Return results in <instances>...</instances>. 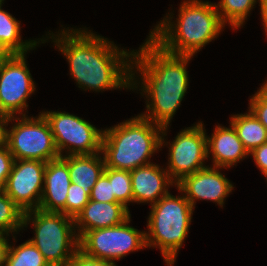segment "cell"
<instances>
[{
  "label": "cell",
  "instance_id": "6da1fadb",
  "mask_svg": "<svg viewBox=\"0 0 267 266\" xmlns=\"http://www.w3.org/2000/svg\"><path fill=\"white\" fill-rule=\"evenodd\" d=\"M62 28L57 34L48 31L45 37L42 36L43 43L51 39L54 47L64 55L69 64V74L78 88L95 92L113 89L131 91L134 49H121L113 41L88 31L86 27L66 28L62 25Z\"/></svg>",
  "mask_w": 267,
  "mask_h": 266
},
{
  "label": "cell",
  "instance_id": "7a4b0ae2",
  "mask_svg": "<svg viewBox=\"0 0 267 266\" xmlns=\"http://www.w3.org/2000/svg\"><path fill=\"white\" fill-rule=\"evenodd\" d=\"M193 57L169 54L149 37L134 50L131 90L146 97V111L139 115L162 128L171 126L189 87L187 66Z\"/></svg>",
  "mask_w": 267,
  "mask_h": 266
},
{
  "label": "cell",
  "instance_id": "3957f363",
  "mask_svg": "<svg viewBox=\"0 0 267 266\" xmlns=\"http://www.w3.org/2000/svg\"><path fill=\"white\" fill-rule=\"evenodd\" d=\"M173 15L172 11L167 13L148 36L169 54L195 56L225 28L211 1L184 0L179 5L176 20Z\"/></svg>",
  "mask_w": 267,
  "mask_h": 266
},
{
  "label": "cell",
  "instance_id": "277c9868",
  "mask_svg": "<svg viewBox=\"0 0 267 266\" xmlns=\"http://www.w3.org/2000/svg\"><path fill=\"white\" fill-rule=\"evenodd\" d=\"M162 130L141 115L103 129L101 152L105 166L131 171L153 163V154L162 150Z\"/></svg>",
  "mask_w": 267,
  "mask_h": 266
},
{
  "label": "cell",
  "instance_id": "5b68a950",
  "mask_svg": "<svg viewBox=\"0 0 267 266\" xmlns=\"http://www.w3.org/2000/svg\"><path fill=\"white\" fill-rule=\"evenodd\" d=\"M176 189L181 193L179 196L169 192L150 206L146 225L148 231H145L147 248H159L167 266L175 264L179 249L188 236L195 210L183 192L177 186Z\"/></svg>",
  "mask_w": 267,
  "mask_h": 266
},
{
  "label": "cell",
  "instance_id": "8992f818",
  "mask_svg": "<svg viewBox=\"0 0 267 266\" xmlns=\"http://www.w3.org/2000/svg\"><path fill=\"white\" fill-rule=\"evenodd\" d=\"M30 224L34 237L29 240L46 262L50 266H69L79 251L74 218L61 212H47L38 208L24 213L23 229Z\"/></svg>",
  "mask_w": 267,
  "mask_h": 266
},
{
  "label": "cell",
  "instance_id": "52a82bcc",
  "mask_svg": "<svg viewBox=\"0 0 267 266\" xmlns=\"http://www.w3.org/2000/svg\"><path fill=\"white\" fill-rule=\"evenodd\" d=\"M3 143L16 160L48 162L60 157L50 124L41 112L36 117L27 115L5 118Z\"/></svg>",
  "mask_w": 267,
  "mask_h": 266
},
{
  "label": "cell",
  "instance_id": "ba28073f",
  "mask_svg": "<svg viewBox=\"0 0 267 266\" xmlns=\"http://www.w3.org/2000/svg\"><path fill=\"white\" fill-rule=\"evenodd\" d=\"M130 222L131 215L121 224L86 231L79 238V251L90 258L116 262L147 248L145 230L130 226Z\"/></svg>",
  "mask_w": 267,
  "mask_h": 266
},
{
  "label": "cell",
  "instance_id": "9c48e42d",
  "mask_svg": "<svg viewBox=\"0 0 267 266\" xmlns=\"http://www.w3.org/2000/svg\"><path fill=\"white\" fill-rule=\"evenodd\" d=\"M204 126V123L199 121L193 126L185 127L171 142L166 141L165 138L170 126L162 130L161 148L165 145L169 146L168 163H166L165 169L176 184L185 176L209 166L205 165L208 158L207 133Z\"/></svg>",
  "mask_w": 267,
  "mask_h": 266
},
{
  "label": "cell",
  "instance_id": "30bf717a",
  "mask_svg": "<svg viewBox=\"0 0 267 266\" xmlns=\"http://www.w3.org/2000/svg\"><path fill=\"white\" fill-rule=\"evenodd\" d=\"M50 124L56 148L62 156L101 152L103 129L65 111H41ZM65 153V154H63Z\"/></svg>",
  "mask_w": 267,
  "mask_h": 266
},
{
  "label": "cell",
  "instance_id": "8fae6325",
  "mask_svg": "<svg viewBox=\"0 0 267 266\" xmlns=\"http://www.w3.org/2000/svg\"><path fill=\"white\" fill-rule=\"evenodd\" d=\"M26 58V54H9L1 63L0 115L4 118L28 115L27 100L36 86Z\"/></svg>",
  "mask_w": 267,
  "mask_h": 266
},
{
  "label": "cell",
  "instance_id": "7c38bea8",
  "mask_svg": "<svg viewBox=\"0 0 267 266\" xmlns=\"http://www.w3.org/2000/svg\"><path fill=\"white\" fill-rule=\"evenodd\" d=\"M47 162L14 159L4 192L25 213L39 208Z\"/></svg>",
  "mask_w": 267,
  "mask_h": 266
},
{
  "label": "cell",
  "instance_id": "4fadbf2b",
  "mask_svg": "<svg viewBox=\"0 0 267 266\" xmlns=\"http://www.w3.org/2000/svg\"><path fill=\"white\" fill-rule=\"evenodd\" d=\"M222 169L225 168L207 166L185 176L176 186L183 192L193 208L198 200L212 201L222 208L226 198L235 188L232 182L222 174Z\"/></svg>",
  "mask_w": 267,
  "mask_h": 266
},
{
  "label": "cell",
  "instance_id": "5bb4252c",
  "mask_svg": "<svg viewBox=\"0 0 267 266\" xmlns=\"http://www.w3.org/2000/svg\"><path fill=\"white\" fill-rule=\"evenodd\" d=\"M133 192V203L155 204L161 197L169 193L168 189L176 183L168 171L156 163L140 166L130 171Z\"/></svg>",
  "mask_w": 267,
  "mask_h": 266
},
{
  "label": "cell",
  "instance_id": "9a60e30c",
  "mask_svg": "<svg viewBox=\"0 0 267 266\" xmlns=\"http://www.w3.org/2000/svg\"><path fill=\"white\" fill-rule=\"evenodd\" d=\"M207 137V158H210L213 167L230 169L249 157L248 151L237 136L233 126L228 127L218 124L211 136Z\"/></svg>",
  "mask_w": 267,
  "mask_h": 266
},
{
  "label": "cell",
  "instance_id": "2e32d148",
  "mask_svg": "<svg viewBox=\"0 0 267 266\" xmlns=\"http://www.w3.org/2000/svg\"><path fill=\"white\" fill-rule=\"evenodd\" d=\"M71 183L68 163L62 157L48 161L39 209L66 215L67 192Z\"/></svg>",
  "mask_w": 267,
  "mask_h": 266
},
{
  "label": "cell",
  "instance_id": "e0dca14e",
  "mask_svg": "<svg viewBox=\"0 0 267 266\" xmlns=\"http://www.w3.org/2000/svg\"><path fill=\"white\" fill-rule=\"evenodd\" d=\"M130 210L119 202H98L89 200L74 219L78 238L86 231L108 228L123 223Z\"/></svg>",
  "mask_w": 267,
  "mask_h": 266
},
{
  "label": "cell",
  "instance_id": "ac0fdd59",
  "mask_svg": "<svg viewBox=\"0 0 267 266\" xmlns=\"http://www.w3.org/2000/svg\"><path fill=\"white\" fill-rule=\"evenodd\" d=\"M68 163L72 183H76L90 196L91 190L104 173L105 160L102 152L91 155L62 156Z\"/></svg>",
  "mask_w": 267,
  "mask_h": 266
},
{
  "label": "cell",
  "instance_id": "d6986e66",
  "mask_svg": "<svg viewBox=\"0 0 267 266\" xmlns=\"http://www.w3.org/2000/svg\"><path fill=\"white\" fill-rule=\"evenodd\" d=\"M5 0L0 2V46L8 54H27L36 49L43 39L22 40L20 21L2 9Z\"/></svg>",
  "mask_w": 267,
  "mask_h": 266
},
{
  "label": "cell",
  "instance_id": "ffe728a7",
  "mask_svg": "<svg viewBox=\"0 0 267 266\" xmlns=\"http://www.w3.org/2000/svg\"><path fill=\"white\" fill-rule=\"evenodd\" d=\"M247 111L244 114L231 115L229 123L235 129L244 148L250 153L267 142V130L249 109Z\"/></svg>",
  "mask_w": 267,
  "mask_h": 266
},
{
  "label": "cell",
  "instance_id": "44dd1931",
  "mask_svg": "<svg viewBox=\"0 0 267 266\" xmlns=\"http://www.w3.org/2000/svg\"><path fill=\"white\" fill-rule=\"evenodd\" d=\"M257 2L259 3V0H220L218 4L215 3V7L222 23L225 26L228 24L232 30H237L245 25V20Z\"/></svg>",
  "mask_w": 267,
  "mask_h": 266
},
{
  "label": "cell",
  "instance_id": "7402d4cb",
  "mask_svg": "<svg viewBox=\"0 0 267 266\" xmlns=\"http://www.w3.org/2000/svg\"><path fill=\"white\" fill-rule=\"evenodd\" d=\"M24 212L4 192L0 191V232L13 236L23 229Z\"/></svg>",
  "mask_w": 267,
  "mask_h": 266
},
{
  "label": "cell",
  "instance_id": "603a6c76",
  "mask_svg": "<svg viewBox=\"0 0 267 266\" xmlns=\"http://www.w3.org/2000/svg\"><path fill=\"white\" fill-rule=\"evenodd\" d=\"M11 243L6 257V266H50L29 239L16 247Z\"/></svg>",
  "mask_w": 267,
  "mask_h": 266
},
{
  "label": "cell",
  "instance_id": "cb8c5ba5",
  "mask_svg": "<svg viewBox=\"0 0 267 266\" xmlns=\"http://www.w3.org/2000/svg\"><path fill=\"white\" fill-rule=\"evenodd\" d=\"M103 174L112 182V194L116 201L129 210V203H133L130 171L105 167Z\"/></svg>",
  "mask_w": 267,
  "mask_h": 266
},
{
  "label": "cell",
  "instance_id": "d4e9b609",
  "mask_svg": "<svg viewBox=\"0 0 267 266\" xmlns=\"http://www.w3.org/2000/svg\"><path fill=\"white\" fill-rule=\"evenodd\" d=\"M90 196L76 183H71L67 192L66 215L76 218L89 202Z\"/></svg>",
  "mask_w": 267,
  "mask_h": 266
},
{
  "label": "cell",
  "instance_id": "484cf974",
  "mask_svg": "<svg viewBox=\"0 0 267 266\" xmlns=\"http://www.w3.org/2000/svg\"><path fill=\"white\" fill-rule=\"evenodd\" d=\"M248 104V109L267 130V94L259 87Z\"/></svg>",
  "mask_w": 267,
  "mask_h": 266
},
{
  "label": "cell",
  "instance_id": "4316f807",
  "mask_svg": "<svg viewBox=\"0 0 267 266\" xmlns=\"http://www.w3.org/2000/svg\"><path fill=\"white\" fill-rule=\"evenodd\" d=\"M90 200L98 202H117L112 194V182L102 174L91 190Z\"/></svg>",
  "mask_w": 267,
  "mask_h": 266
},
{
  "label": "cell",
  "instance_id": "83f0119b",
  "mask_svg": "<svg viewBox=\"0 0 267 266\" xmlns=\"http://www.w3.org/2000/svg\"><path fill=\"white\" fill-rule=\"evenodd\" d=\"M14 157L8 147L2 142L0 144V191H4L7 178L11 172Z\"/></svg>",
  "mask_w": 267,
  "mask_h": 266
},
{
  "label": "cell",
  "instance_id": "f1b7e54d",
  "mask_svg": "<svg viewBox=\"0 0 267 266\" xmlns=\"http://www.w3.org/2000/svg\"><path fill=\"white\" fill-rule=\"evenodd\" d=\"M69 266H118L115 262L104 261L87 257L81 251H78L72 258Z\"/></svg>",
  "mask_w": 267,
  "mask_h": 266
},
{
  "label": "cell",
  "instance_id": "f546056e",
  "mask_svg": "<svg viewBox=\"0 0 267 266\" xmlns=\"http://www.w3.org/2000/svg\"><path fill=\"white\" fill-rule=\"evenodd\" d=\"M249 156H251L256 164V167L261 171L262 175L265 176L267 181V142L261 146L253 149Z\"/></svg>",
  "mask_w": 267,
  "mask_h": 266
},
{
  "label": "cell",
  "instance_id": "4dcf8cb0",
  "mask_svg": "<svg viewBox=\"0 0 267 266\" xmlns=\"http://www.w3.org/2000/svg\"><path fill=\"white\" fill-rule=\"evenodd\" d=\"M11 236L13 237L11 239H13L14 243L17 242L15 241L16 235L13 236L0 232V266H6V257L9 250V245H10L9 239Z\"/></svg>",
  "mask_w": 267,
  "mask_h": 266
},
{
  "label": "cell",
  "instance_id": "1f68e13d",
  "mask_svg": "<svg viewBox=\"0 0 267 266\" xmlns=\"http://www.w3.org/2000/svg\"><path fill=\"white\" fill-rule=\"evenodd\" d=\"M260 17L262 18V26H265L267 19V0H259Z\"/></svg>",
  "mask_w": 267,
  "mask_h": 266
},
{
  "label": "cell",
  "instance_id": "d6a6232c",
  "mask_svg": "<svg viewBox=\"0 0 267 266\" xmlns=\"http://www.w3.org/2000/svg\"><path fill=\"white\" fill-rule=\"evenodd\" d=\"M5 118L0 115V144L3 142V126Z\"/></svg>",
  "mask_w": 267,
  "mask_h": 266
},
{
  "label": "cell",
  "instance_id": "836d02e7",
  "mask_svg": "<svg viewBox=\"0 0 267 266\" xmlns=\"http://www.w3.org/2000/svg\"><path fill=\"white\" fill-rule=\"evenodd\" d=\"M9 54L0 46V66L2 61L8 56Z\"/></svg>",
  "mask_w": 267,
  "mask_h": 266
},
{
  "label": "cell",
  "instance_id": "e575fe53",
  "mask_svg": "<svg viewBox=\"0 0 267 266\" xmlns=\"http://www.w3.org/2000/svg\"><path fill=\"white\" fill-rule=\"evenodd\" d=\"M260 88L267 94V80L260 86Z\"/></svg>",
  "mask_w": 267,
  "mask_h": 266
},
{
  "label": "cell",
  "instance_id": "d590c367",
  "mask_svg": "<svg viewBox=\"0 0 267 266\" xmlns=\"http://www.w3.org/2000/svg\"><path fill=\"white\" fill-rule=\"evenodd\" d=\"M264 31H265V34L267 35V19H266V23H265V26H264Z\"/></svg>",
  "mask_w": 267,
  "mask_h": 266
}]
</instances>
